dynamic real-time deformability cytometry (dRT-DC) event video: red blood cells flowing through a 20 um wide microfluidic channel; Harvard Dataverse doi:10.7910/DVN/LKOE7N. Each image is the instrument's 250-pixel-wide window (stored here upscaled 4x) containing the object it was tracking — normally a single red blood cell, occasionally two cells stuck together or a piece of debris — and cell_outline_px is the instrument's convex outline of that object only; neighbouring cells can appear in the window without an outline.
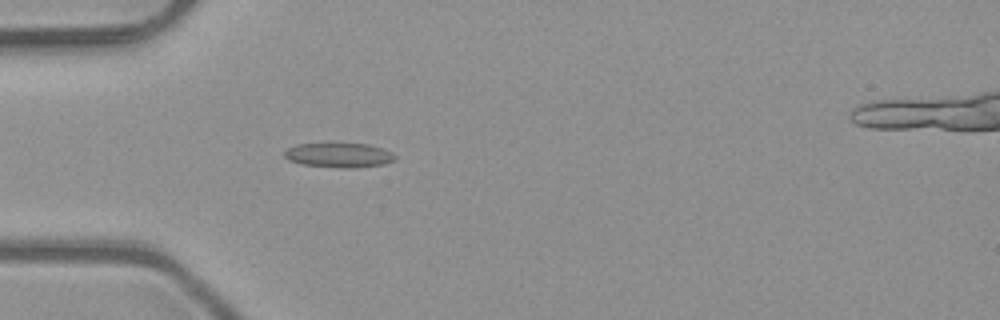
{"species": "common noctule bat (a hibernating species)", "species_latin": "Nyctalus noctula", "temperature_condition": "room temperature", "stored_images_in_passage": 4, "camera_frame_rate_fps": 3000, "um_per_image_px": 0.085, "animal": {"sex": "male", "body_mass_g": 23.1, "forearm_length_mm": 52.7}, "frame": {"image": 1, "passage_image": 3, "time_ms": 0.667, "image_size_px": [1000, 320], "cell_outline_px": [[396, 160], [384, 164], [356, 168], [340, 168], [300, 164], [288, 160], [284, 156], [284, 152], [288, 148], [296, 144], [328, 140], [368, 144], [384, 148], [392, 152], [396, 156]], "centroid_in_image_um": [28.79, 13.13], "position_along_channel_um": 56.2, "area_um2": 16.99}}